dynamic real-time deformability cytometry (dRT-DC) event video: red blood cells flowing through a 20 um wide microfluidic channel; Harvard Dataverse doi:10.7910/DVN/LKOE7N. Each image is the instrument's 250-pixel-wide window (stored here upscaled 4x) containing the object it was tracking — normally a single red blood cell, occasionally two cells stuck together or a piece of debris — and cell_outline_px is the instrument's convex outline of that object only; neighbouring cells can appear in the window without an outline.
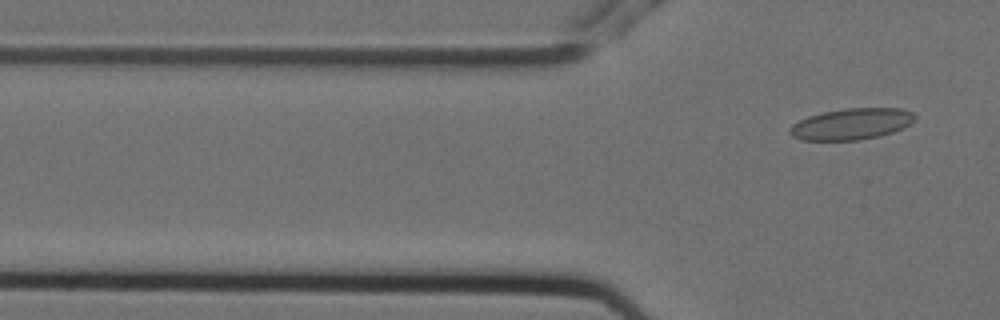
{"species": "Egyptian fruit bat (a non-hibernating species)", "species_latin": "Rousettus aegyptiacus", "temperature_condition": "cold", "stored_images_in_passage": 2, "camera_frame_rate_fps": 3000, "um_per_image_px": 0.085, "animal": {"sex": "female"}, "frame": {"image": 1, "passage_image": 2, "time_ms": 0.333, "image_size_px": [1000, 320], "cell_outline_px": [[916, 120], [912, 124], [904, 128], [880, 136], [860, 140], [800, 140], [792, 136], [788, 132], [788, 128], [792, 124], [808, 116], [824, 112], [844, 108], [900, 108], [912, 112], [916, 116]], "centroid_in_image_um": [72.39, 10.54], "position_along_channel_um": 53.4, "area_um2": 23.06}}